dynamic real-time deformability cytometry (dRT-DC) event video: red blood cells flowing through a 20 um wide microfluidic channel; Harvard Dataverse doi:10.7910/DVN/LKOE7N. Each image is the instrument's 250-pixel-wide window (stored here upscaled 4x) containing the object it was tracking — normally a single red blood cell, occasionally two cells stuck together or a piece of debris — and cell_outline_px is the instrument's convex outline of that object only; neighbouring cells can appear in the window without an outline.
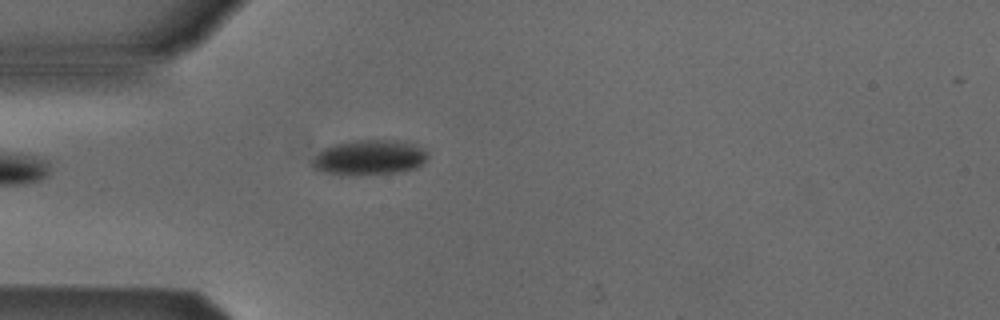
{"species": "Egyptian fruit bat (a non-hibernating species)", "species_latin": "Rousettus aegyptiacus", "temperature_condition": "cold", "stored_images_in_passage": 6, "camera_frame_rate_fps": 3000, "um_per_image_px": 0.085, "animal": {"sex": "male"}, "frame": {"image": 1, "passage_image": 6, "time_ms": 6.667, "image_size_px": [1000, 320], "cell_outline_px": [[428, 156], [424, 164], [416, 168], [396, 172], [352, 176], [320, 172], [312, 168], [312, 160], [324, 148], [332, 144], [352, 140], [404, 140], [424, 148], [428, 152]], "centroid_in_image_um": [31.4, 13.38], "position_along_channel_um": 53.6, "area_um2": 24.1}}